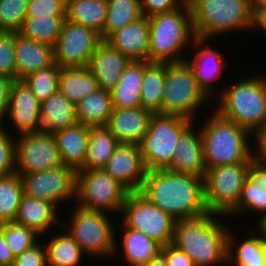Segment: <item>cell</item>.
Listing matches in <instances>:
<instances>
[{
	"mask_svg": "<svg viewBox=\"0 0 266 266\" xmlns=\"http://www.w3.org/2000/svg\"><path fill=\"white\" fill-rule=\"evenodd\" d=\"M123 225L122 248L128 266H142L161 254L162 245L140 231Z\"/></svg>",
	"mask_w": 266,
	"mask_h": 266,
	"instance_id": "f546056e",
	"label": "cell"
},
{
	"mask_svg": "<svg viewBox=\"0 0 266 266\" xmlns=\"http://www.w3.org/2000/svg\"><path fill=\"white\" fill-rule=\"evenodd\" d=\"M0 76L17 80L15 32L0 31Z\"/></svg>",
	"mask_w": 266,
	"mask_h": 266,
	"instance_id": "7bdbcfd3",
	"label": "cell"
},
{
	"mask_svg": "<svg viewBox=\"0 0 266 266\" xmlns=\"http://www.w3.org/2000/svg\"><path fill=\"white\" fill-rule=\"evenodd\" d=\"M165 86V63L150 62L143 73L141 105L153 114H162V99Z\"/></svg>",
	"mask_w": 266,
	"mask_h": 266,
	"instance_id": "836d02e7",
	"label": "cell"
},
{
	"mask_svg": "<svg viewBox=\"0 0 266 266\" xmlns=\"http://www.w3.org/2000/svg\"><path fill=\"white\" fill-rule=\"evenodd\" d=\"M14 259L4 235L0 232V266H12Z\"/></svg>",
	"mask_w": 266,
	"mask_h": 266,
	"instance_id": "816d5d0a",
	"label": "cell"
},
{
	"mask_svg": "<svg viewBox=\"0 0 266 266\" xmlns=\"http://www.w3.org/2000/svg\"><path fill=\"white\" fill-rule=\"evenodd\" d=\"M207 41L210 40L195 38L191 44L192 47H196V52H193L195 57L190 60L186 59V61L192 68L200 89L208 98L214 99L212 98L214 96L213 93L218 92L217 90L214 91V87H216L214 86L215 80L221 78V74H223L225 69L224 54L209 48L210 46L207 45L209 44L206 43Z\"/></svg>",
	"mask_w": 266,
	"mask_h": 266,
	"instance_id": "ac0fdd59",
	"label": "cell"
},
{
	"mask_svg": "<svg viewBox=\"0 0 266 266\" xmlns=\"http://www.w3.org/2000/svg\"><path fill=\"white\" fill-rule=\"evenodd\" d=\"M149 39V21L142 16L114 32L106 42L131 61H148Z\"/></svg>",
	"mask_w": 266,
	"mask_h": 266,
	"instance_id": "44dd1931",
	"label": "cell"
},
{
	"mask_svg": "<svg viewBox=\"0 0 266 266\" xmlns=\"http://www.w3.org/2000/svg\"><path fill=\"white\" fill-rule=\"evenodd\" d=\"M153 113L143 107L113 108L107 128L119 143L140 144Z\"/></svg>",
	"mask_w": 266,
	"mask_h": 266,
	"instance_id": "d6986e66",
	"label": "cell"
},
{
	"mask_svg": "<svg viewBox=\"0 0 266 266\" xmlns=\"http://www.w3.org/2000/svg\"><path fill=\"white\" fill-rule=\"evenodd\" d=\"M15 138L16 174L41 172L63 165L53 134L38 131Z\"/></svg>",
	"mask_w": 266,
	"mask_h": 266,
	"instance_id": "9a60e30c",
	"label": "cell"
},
{
	"mask_svg": "<svg viewBox=\"0 0 266 266\" xmlns=\"http://www.w3.org/2000/svg\"><path fill=\"white\" fill-rule=\"evenodd\" d=\"M254 9H266V0H253Z\"/></svg>",
	"mask_w": 266,
	"mask_h": 266,
	"instance_id": "11a10c76",
	"label": "cell"
},
{
	"mask_svg": "<svg viewBox=\"0 0 266 266\" xmlns=\"http://www.w3.org/2000/svg\"><path fill=\"white\" fill-rule=\"evenodd\" d=\"M97 81L88 67H64L60 70L58 90L75 104L97 90Z\"/></svg>",
	"mask_w": 266,
	"mask_h": 266,
	"instance_id": "d6a6232c",
	"label": "cell"
},
{
	"mask_svg": "<svg viewBox=\"0 0 266 266\" xmlns=\"http://www.w3.org/2000/svg\"><path fill=\"white\" fill-rule=\"evenodd\" d=\"M23 194L18 174L0 177V223L16 220Z\"/></svg>",
	"mask_w": 266,
	"mask_h": 266,
	"instance_id": "f35d334b",
	"label": "cell"
},
{
	"mask_svg": "<svg viewBox=\"0 0 266 266\" xmlns=\"http://www.w3.org/2000/svg\"><path fill=\"white\" fill-rule=\"evenodd\" d=\"M251 163L221 165L206 169L204 201L208 212L237 215L238 201Z\"/></svg>",
	"mask_w": 266,
	"mask_h": 266,
	"instance_id": "9c48e42d",
	"label": "cell"
},
{
	"mask_svg": "<svg viewBox=\"0 0 266 266\" xmlns=\"http://www.w3.org/2000/svg\"><path fill=\"white\" fill-rule=\"evenodd\" d=\"M142 16L140 0H107V20L103 31V41Z\"/></svg>",
	"mask_w": 266,
	"mask_h": 266,
	"instance_id": "74e56055",
	"label": "cell"
},
{
	"mask_svg": "<svg viewBox=\"0 0 266 266\" xmlns=\"http://www.w3.org/2000/svg\"><path fill=\"white\" fill-rule=\"evenodd\" d=\"M148 21L150 25L149 62L173 63L188 58L182 56L181 51L186 45L192 44L196 38L188 0L177 9L148 17Z\"/></svg>",
	"mask_w": 266,
	"mask_h": 266,
	"instance_id": "3957f363",
	"label": "cell"
},
{
	"mask_svg": "<svg viewBox=\"0 0 266 266\" xmlns=\"http://www.w3.org/2000/svg\"><path fill=\"white\" fill-rule=\"evenodd\" d=\"M66 19L95 30L103 40L107 0H66Z\"/></svg>",
	"mask_w": 266,
	"mask_h": 266,
	"instance_id": "1f68e13d",
	"label": "cell"
},
{
	"mask_svg": "<svg viewBox=\"0 0 266 266\" xmlns=\"http://www.w3.org/2000/svg\"><path fill=\"white\" fill-rule=\"evenodd\" d=\"M90 127L77 123L53 134L62 164L76 171L84 166Z\"/></svg>",
	"mask_w": 266,
	"mask_h": 266,
	"instance_id": "d4e9b609",
	"label": "cell"
},
{
	"mask_svg": "<svg viewBox=\"0 0 266 266\" xmlns=\"http://www.w3.org/2000/svg\"><path fill=\"white\" fill-rule=\"evenodd\" d=\"M0 125V177L16 174V140Z\"/></svg>",
	"mask_w": 266,
	"mask_h": 266,
	"instance_id": "ee69618b",
	"label": "cell"
},
{
	"mask_svg": "<svg viewBox=\"0 0 266 266\" xmlns=\"http://www.w3.org/2000/svg\"><path fill=\"white\" fill-rule=\"evenodd\" d=\"M70 216L69 226L64 223L68 233L73 237L82 251L94 257L115 255L117 240L115 230L106 212L86 210L76 204Z\"/></svg>",
	"mask_w": 266,
	"mask_h": 266,
	"instance_id": "30bf717a",
	"label": "cell"
},
{
	"mask_svg": "<svg viewBox=\"0 0 266 266\" xmlns=\"http://www.w3.org/2000/svg\"><path fill=\"white\" fill-rule=\"evenodd\" d=\"M260 213L257 226H266V164L252 162L238 201V215Z\"/></svg>",
	"mask_w": 266,
	"mask_h": 266,
	"instance_id": "cb8c5ba5",
	"label": "cell"
},
{
	"mask_svg": "<svg viewBox=\"0 0 266 266\" xmlns=\"http://www.w3.org/2000/svg\"><path fill=\"white\" fill-rule=\"evenodd\" d=\"M66 16V0H29L26 17Z\"/></svg>",
	"mask_w": 266,
	"mask_h": 266,
	"instance_id": "f6af8a7d",
	"label": "cell"
},
{
	"mask_svg": "<svg viewBox=\"0 0 266 266\" xmlns=\"http://www.w3.org/2000/svg\"><path fill=\"white\" fill-rule=\"evenodd\" d=\"M29 0H0V31L18 33L26 18Z\"/></svg>",
	"mask_w": 266,
	"mask_h": 266,
	"instance_id": "b9f144b4",
	"label": "cell"
},
{
	"mask_svg": "<svg viewBox=\"0 0 266 266\" xmlns=\"http://www.w3.org/2000/svg\"><path fill=\"white\" fill-rule=\"evenodd\" d=\"M204 124L200 133L206 169L253 162L252 149L249 145L253 137L249 138L251 133L248 130L225 119L216 111Z\"/></svg>",
	"mask_w": 266,
	"mask_h": 266,
	"instance_id": "277c9868",
	"label": "cell"
},
{
	"mask_svg": "<svg viewBox=\"0 0 266 266\" xmlns=\"http://www.w3.org/2000/svg\"><path fill=\"white\" fill-rule=\"evenodd\" d=\"M193 120L178 115L153 114L149 129L139 144L147 171L166 169L173 161L176 143L193 125Z\"/></svg>",
	"mask_w": 266,
	"mask_h": 266,
	"instance_id": "52a82bcc",
	"label": "cell"
},
{
	"mask_svg": "<svg viewBox=\"0 0 266 266\" xmlns=\"http://www.w3.org/2000/svg\"><path fill=\"white\" fill-rule=\"evenodd\" d=\"M130 62L127 56L102 41L96 48L88 68L96 78L98 88L112 91Z\"/></svg>",
	"mask_w": 266,
	"mask_h": 266,
	"instance_id": "ffe728a7",
	"label": "cell"
},
{
	"mask_svg": "<svg viewBox=\"0 0 266 266\" xmlns=\"http://www.w3.org/2000/svg\"><path fill=\"white\" fill-rule=\"evenodd\" d=\"M142 266H168L165 258L160 254L154 259H151L147 264Z\"/></svg>",
	"mask_w": 266,
	"mask_h": 266,
	"instance_id": "db71d44e",
	"label": "cell"
},
{
	"mask_svg": "<svg viewBox=\"0 0 266 266\" xmlns=\"http://www.w3.org/2000/svg\"><path fill=\"white\" fill-rule=\"evenodd\" d=\"M219 215L208 212L193 218L176 220L174 246L184 251L195 266L227 264L229 228L217 220Z\"/></svg>",
	"mask_w": 266,
	"mask_h": 266,
	"instance_id": "7a4b0ae2",
	"label": "cell"
},
{
	"mask_svg": "<svg viewBox=\"0 0 266 266\" xmlns=\"http://www.w3.org/2000/svg\"><path fill=\"white\" fill-rule=\"evenodd\" d=\"M66 230L51 237L49 243L45 244L48 266H78L85 255Z\"/></svg>",
	"mask_w": 266,
	"mask_h": 266,
	"instance_id": "d590c367",
	"label": "cell"
},
{
	"mask_svg": "<svg viewBox=\"0 0 266 266\" xmlns=\"http://www.w3.org/2000/svg\"><path fill=\"white\" fill-rule=\"evenodd\" d=\"M149 61H131L124 69L116 87L110 91L113 108L142 107L141 85L144 68Z\"/></svg>",
	"mask_w": 266,
	"mask_h": 266,
	"instance_id": "83f0119b",
	"label": "cell"
},
{
	"mask_svg": "<svg viewBox=\"0 0 266 266\" xmlns=\"http://www.w3.org/2000/svg\"><path fill=\"white\" fill-rule=\"evenodd\" d=\"M60 70L61 67L54 63L52 66L42 68L22 80L28 85L37 100L42 103L58 91Z\"/></svg>",
	"mask_w": 266,
	"mask_h": 266,
	"instance_id": "ab89813d",
	"label": "cell"
},
{
	"mask_svg": "<svg viewBox=\"0 0 266 266\" xmlns=\"http://www.w3.org/2000/svg\"><path fill=\"white\" fill-rule=\"evenodd\" d=\"M129 193L103 168L77 171L75 200L80 208L118 214L122 212Z\"/></svg>",
	"mask_w": 266,
	"mask_h": 266,
	"instance_id": "8fae6325",
	"label": "cell"
},
{
	"mask_svg": "<svg viewBox=\"0 0 266 266\" xmlns=\"http://www.w3.org/2000/svg\"><path fill=\"white\" fill-rule=\"evenodd\" d=\"M0 232L4 235L14 257L40 241L38 240L40 235L37 232L15 221L0 223Z\"/></svg>",
	"mask_w": 266,
	"mask_h": 266,
	"instance_id": "60d3db41",
	"label": "cell"
},
{
	"mask_svg": "<svg viewBox=\"0 0 266 266\" xmlns=\"http://www.w3.org/2000/svg\"><path fill=\"white\" fill-rule=\"evenodd\" d=\"M258 227V236H248L236 247V242L231 234H228L227 261L235 266H266V227ZM235 246V247H234ZM236 249V250H234ZM235 254V255H234Z\"/></svg>",
	"mask_w": 266,
	"mask_h": 266,
	"instance_id": "f1b7e54d",
	"label": "cell"
},
{
	"mask_svg": "<svg viewBox=\"0 0 266 266\" xmlns=\"http://www.w3.org/2000/svg\"><path fill=\"white\" fill-rule=\"evenodd\" d=\"M175 220L193 219L208 213L204 201V177L168 169L147 171L139 191Z\"/></svg>",
	"mask_w": 266,
	"mask_h": 266,
	"instance_id": "6da1fadb",
	"label": "cell"
},
{
	"mask_svg": "<svg viewBox=\"0 0 266 266\" xmlns=\"http://www.w3.org/2000/svg\"><path fill=\"white\" fill-rule=\"evenodd\" d=\"M259 27L266 33V9H254L252 30Z\"/></svg>",
	"mask_w": 266,
	"mask_h": 266,
	"instance_id": "f5cc1de1",
	"label": "cell"
},
{
	"mask_svg": "<svg viewBox=\"0 0 266 266\" xmlns=\"http://www.w3.org/2000/svg\"><path fill=\"white\" fill-rule=\"evenodd\" d=\"M66 16L26 17L21 30L23 37L55 46Z\"/></svg>",
	"mask_w": 266,
	"mask_h": 266,
	"instance_id": "8d00e7d4",
	"label": "cell"
},
{
	"mask_svg": "<svg viewBox=\"0 0 266 266\" xmlns=\"http://www.w3.org/2000/svg\"><path fill=\"white\" fill-rule=\"evenodd\" d=\"M8 117L19 134L40 131L41 103L23 80H15L12 84Z\"/></svg>",
	"mask_w": 266,
	"mask_h": 266,
	"instance_id": "e0dca14e",
	"label": "cell"
},
{
	"mask_svg": "<svg viewBox=\"0 0 266 266\" xmlns=\"http://www.w3.org/2000/svg\"><path fill=\"white\" fill-rule=\"evenodd\" d=\"M103 169L130 192L140 191L147 174L138 144L120 143Z\"/></svg>",
	"mask_w": 266,
	"mask_h": 266,
	"instance_id": "2e32d148",
	"label": "cell"
},
{
	"mask_svg": "<svg viewBox=\"0 0 266 266\" xmlns=\"http://www.w3.org/2000/svg\"><path fill=\"white\" fill-rule=\"evenodd\" d=\"M196 38L211 40L253 27V0H188Z\"/></svg>",
	"mask_w": 266,
	"mask_h": 266,
	"instance_id": "8992f818",
	"label": "cell"
},
{
	"mask_svg": "<svg viewBox=\"0 0 266 266\" xmlns=\"http://www.w3.org/2000/svg\"><path fill=\"white\" fill-rule=\"evenodd\" d=\"M15 59L17 80H22L26 76L55 63L54 47L15 33Z\"/></svg>",
	"mask_w": 266,
	"mask_h": 266,
	"instance_id": "603a6c76",
	"label": "cell"
},
{
	"mask_svg": "<svg viewBox=\"0 0 266 266\" xmlns=\"http://www.w3.org/2000/svg\"><path fill=\"white\" fill-rule=\"evenodd\" d=\"M77 123L75 103L59 90L41 103L40 131L54 134Z\"/></svg>",
	"mask_w": 266,
	"mask_h": 266,
	"instance_id": "484cf974",
	"label": "cell"
},
{
	"mask_svg": "<svg viewBox=\"0 0 266 266\" xmlns=\"http://www.w3.org/2000/svg\"><path fill=\"white\" fill-rule=\"evenodd\" d=\"M76 174L72 167L61 165L41 172L18 174L24 194L59 204L76 198ZM59 203V204H58Z\"/></svg>",
	"mask_w": 266,
	"mask_h": 266,
	"instance_id": "5bb4252c",
	"label": "cell"
},
{
	"mask_svg": "<svg viewBox=\"0 0 266 266\" xmlns=\"http://www.w3.org/2000/svg\"><path fill=\"white\" fill-rule=\"evenodd\" d=\"M77 122L89 127L107 126L112 113L111 92L97 88L75 104Z\"/></svg>",
	"mask_w": 266,
	"mask_h": 266,
	"instance_id": "4dcf8cb0",
	"label": "cell"
},
{
	"mask_svg": "<svg viewBox=\"0 0 266 266\" xmlns=\"http://www.w3.org/2000/svg\"><path fill=\"white\" fill-rule=\"evenodd\" d=\"M122 223L140 231L162 246L172 243L176 220L145 198L130 192L122 208Z\"/></svg>",
	"mask_w": 266,
	"mask_h": 266,
	"instance_id": "7c38bea8",
	"label": "cell"
},
{
	"mask_svg": "<svg viewBox=\"0 0 266 266\" xmlns=\"http://www.w3.org/2000/svg\"><path fill=\"white\" fill-rule=\"evenodd\" d=\"M210 99L200 89L186 60L165 63V86L162 114L178 115L193 120L195 111ZM202 105V106H201Z\"/></svg>",
	"mask_w": 266,
	"mask_h": 266,
	"instance_id": "ba28073f",
	"label": "cell"
},
{
	"mask_svg": "<svg viewBox=\"0 0 266 266\" xmlns=\"http://www.w3.org/2000/svg\"><path fill=\"white\" fill-rule=\"evenodd\" d=\"M215 111L251 134L266 122V76L252 75L223 89Z\"/></svg>",
	"mask_w": 266,
	"mask_h": 266,
	"instance_id": "5b68a950",
	"label": "cell"
},
{
	"mask_svg": "<svg viewBox=\"0 0 266 266\" xmlns=\"http://www.w3.org/2000/svg\"><path fill=\"white\" fill-rule=\"evenodd\" d=\"M102 41L95 30L65 19L54 46V62L61 68L88 67Z\"/></svg>",
	"mask_w": 266,
	"mask_h": 266,
	"instance_id": "4fadbf2b",
	"label": "cell"
},
{
	"mask_svg": "<svg viewBox=\"0 0 266 266\" xmlns=\"http://www.w3.org/2000/svg\"><path fill=\"white\" fill-rule=\"evenodd\" d=\"M120 143L106 126L90 127L84 166L81 169H101Z\"/></svg>",
	"mask_w": 266,
	"mask_h": 266,
	"instance_id": "e575fe53",
	"label": "cell"
},
{
	"mask_svg": "<svg viewBox=\"0 0 266 266\" xmlns=\"http://www.w3.org/2000/svg\"><path fill=\"white\" fill-rule=\"evenodd\" d=\"M161 255L168 266H195L193 260L173 244L162 246Z\"/></svg>",
	"mask_w": 266,
	"mask_h": 266,
	"instance_id": "c3c4849f",
	"label": "cell"
},
{
	"mask_svg": "<svg viewBox=\"0 0 266 266\" xmlns=\"http://www.w3.org/2000/svg\"><path fill=\"white\" fill-rule=\"evenodd\" d=\"M56 208V205L48 200L23 194L15 222L42 235L50 230L52 225L60 223Z\"/></svg>",
	"mask_w": 266,
	"mask_h": 266,
	"instance_id": "4316f807",
	"label": "cell"
},
{
	"mask_svg": "<svg viewBox=\"0 0 266 266\" xmlns=\"http://www.w3.org/2000/svg\"><path fill=\"white\" fill-rule=\"evenodd\" d=\"M12 266H48L45 244L39 242L15 257Z\"/></svg>",
	"mask_w": 266,
	"mask_h": 266,
	"instance_id": "bcb514c9",
	"label": "cell"
},
{
	"mask_svg": "<svg viewBox=\"0 0 266 266\" xmlns=\"http://www.w3.org/2000/svg\"><path fill=\"white\" fill-rule=\"evenodd\" d=\"M15 80L12 78L0 76V125H5L4 118L8 115V100ZM3 120V121H2Z\"/></svg>",
	"mask_w": 266,
	"mask_h": 266,
	"instance_id": "f907efd6",
	"label": "cell"
},
{
	"mask_svg": "<svg viewBox=\"0 0 266 266\" xmlns=\"http://www.w3.org/2000/svg\"><path fill=\"white\" fill-rule=\"evenodd\" d=\"M191 125L176 143L173 161L166 168L177 173L193 174L204 177L206 166L204 162L202 137L199 132L193 131ZM197 133V134H196Z\"/></svg>",
	"mask_w": 266,
	"mask_h": 266,
	"instance_id": "7402d4cb",
	"label": "cell"
},
{
	"mask_svg": "<svg viewBox=\"0 0 266 266\" xmlns=\"http://www.w3.org/2000/svg\"><path fill=\"white\" fill-rule=\"evenodd\" d=\"M251 136H253L254 143L256 142V150L253 148L252 160L259 164H266V122L255 130Z\"/></svg>",
	"mask_w": 266,
	"mask_h": 266,
	"instance_id": "681fc988",
	"label": "cell"
},
{
	"mask_svg": "<svg viewBox=\"0 0 266 266\" xmlns=\"http://www.w3.org/2000/svg\"><path fill=\"white\" fill-rule=\"evenodd\" d=\"M186 0H140L141 12L145 17L169 12L179 8Z\"/></svg>",
	"mask_w": 266,
	"mask_h": 266,
	"instance_id": "7dc6e473",
	"label": "cell"
}]
</instances>
